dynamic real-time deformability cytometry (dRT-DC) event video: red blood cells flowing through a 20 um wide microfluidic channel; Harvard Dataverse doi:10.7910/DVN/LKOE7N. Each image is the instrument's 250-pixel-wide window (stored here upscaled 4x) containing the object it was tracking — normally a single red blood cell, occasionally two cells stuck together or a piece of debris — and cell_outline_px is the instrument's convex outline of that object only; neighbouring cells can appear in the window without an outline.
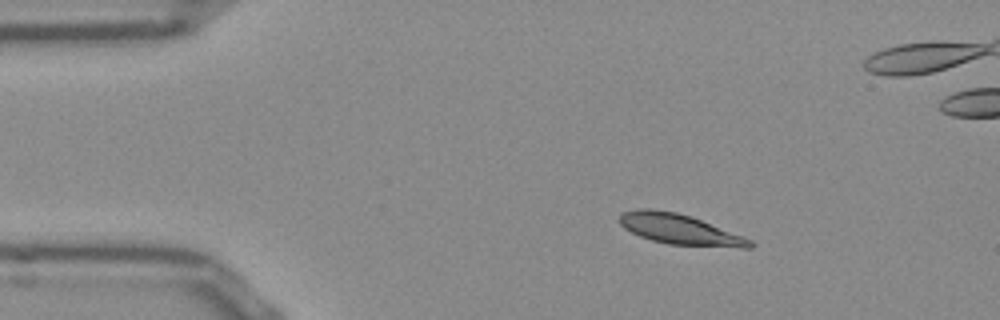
{"species": "Egyptian fruit bat (a non-hibernating species)", "species_latin": "Rousettus aegyptiacus", "temperature_condition": "room temperature", "stored_images_in_passage": 46, "camera_frame_rate_fps": 3000, "um_per_image_px": 0.085, "frame": {"image": 1, "passage_image": 1, "time_ms": 0.0, "image_size_px": [1000, 320], "cell_outline_px": [[756, 244], [752, 248], [740, 248], [668, 244], [652, 240], [640, 236], [624, 228], [620, 224], [620, 212], [636, 208], [652, 208], [676, 212], [700, 220], [744, 236], [752, 240]], "centroid_in_image_um": [57.78, 19.5], "position_along_channel_um": 27.2, "area_um2": 23.12}}
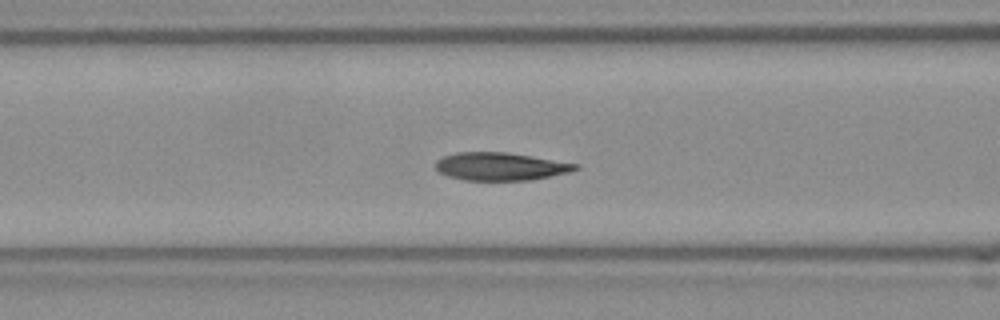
{"frame": {"image": 2, "passage_image": 13, "time_ms": 4.0, "image_size_px": [1000, 320], "cell_outline_px": [[580, 168], [572, 172], [532, 180], [464, 180], [448, 176], [440, 172], [436, 168], [436, 160], [444, 156], [456, 152], [508, 152], [580, 164]], "centroid_in_image_um": [42.59, 14.15], "position_along_channel_um": 124.0, "area_um2": 22.89}}
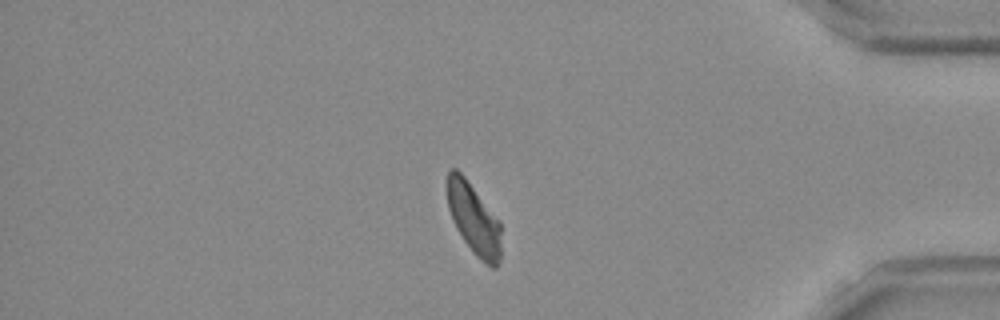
{"frame": {"image": 3, "passage_image": 37, "time_ms": 12.0, "image_size_px": [1000, 320], "cell_outline_px": [[500, 260], [496, 268], [492, 268], [480, 260], [476, 256], [464, 240], [456, 228], [452, 220], [448, 208], [444, 188], [444, 180], [448, 168], [456, 168], [464, 176], [500, 220]], "centroid_in_image_um": [40.21, 18.54], "position_along_channel_um": 395.0, "area_um2": 22.95}, "authors_computed_cell_mechanics": {"area_um2": 23.1489, "velocity_mm_per_s": 3.8127, "shape_relaxation_time_tau1_ms": 3.0634, "shape_relaxation_time_tau2_ms": null, "deformation_change_tau1": 0.1145, "deformation_change_tau2": null}}